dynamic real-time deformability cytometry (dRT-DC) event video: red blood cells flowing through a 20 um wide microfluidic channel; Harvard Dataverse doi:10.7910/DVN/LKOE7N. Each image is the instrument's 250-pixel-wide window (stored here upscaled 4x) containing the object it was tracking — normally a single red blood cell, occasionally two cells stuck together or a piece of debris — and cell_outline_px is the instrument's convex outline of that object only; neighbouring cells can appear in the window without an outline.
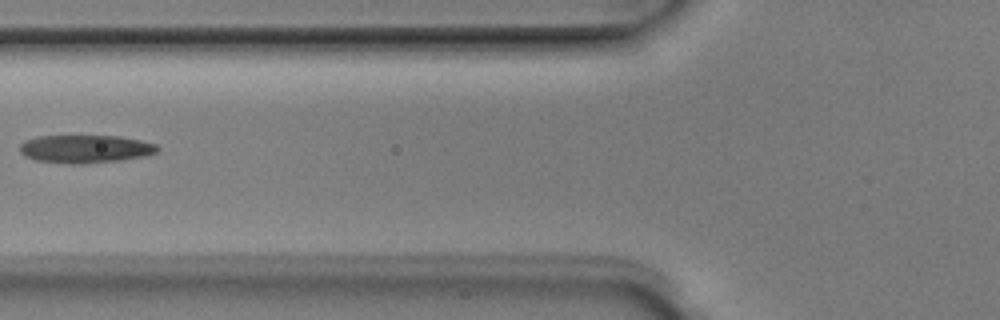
{"species": "Egyptian fruit bat (a non-hibernating species)", "species_latin": "Rousettus aegyptiacus", "temperature_condition": "room temperature", "stored_images_in_passage": 5, "camera_frame_rate_fps": 3000, "um_per_image_px": 0.085, "animal": {"sex": "male"}, "frame": {"image": 1, "passage_image": 4, "time_ms": 1.0, "image_size_px": [1000, 320], "cell_outline_px": [[160, 148], [156, 152], [144, 156], [120, 160], [84, 164], [72, 164], [36, 160], [24, 156], [20, 152], [20, 144], [24, 140], [36, 136], [120, 136], [140, 140], [156, 144]], "centroid_in_image_um": [7.23, 12.65], "position_along_channel_um": 118.6, "area_um2": 22.54}}
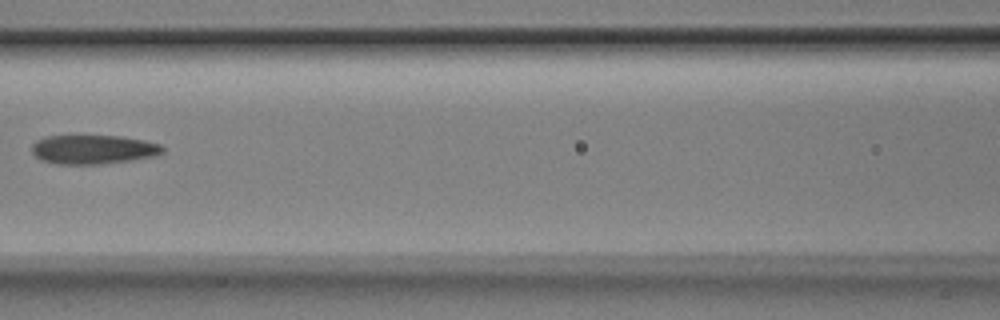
{"frame": {"image": 2, "passage_image": 5, "time_ms": 1.333, "image_size_px": [1000, 320], "cell_outline_px": [[164, 152], [156, 156], [132, 160], [100, 164], [56, 164], [40, 160], [32, 152], [32, 144], [36, 140], [44, 136], [120, 136], [144, 140], [160, 144], [164, 148]], "centroid_in_image_um": [7.92, 12.7], "position_along_channel_um": 158.7, "area_um2": 22.31}}